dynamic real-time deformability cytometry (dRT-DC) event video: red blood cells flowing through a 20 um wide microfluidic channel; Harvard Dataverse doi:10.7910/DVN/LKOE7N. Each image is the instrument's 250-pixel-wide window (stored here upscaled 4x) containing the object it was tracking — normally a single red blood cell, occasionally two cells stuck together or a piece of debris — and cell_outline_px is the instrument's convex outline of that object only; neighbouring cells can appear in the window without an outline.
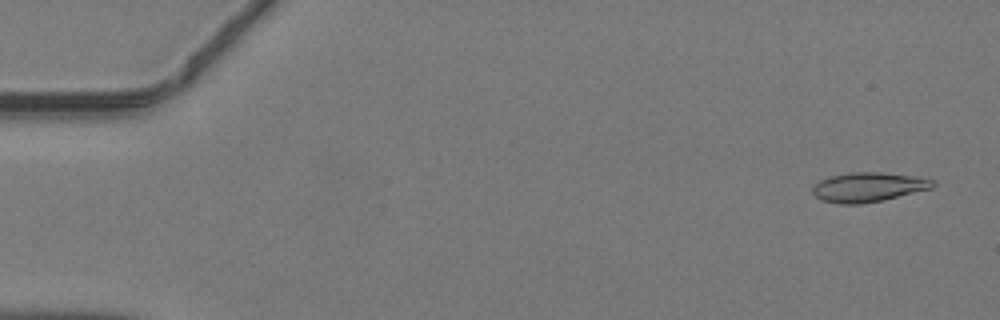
{"species": "common noctule bat (a hibernating species)", "species_latin": "Nyctalus noctula", "temperature_condition": "warm", "stored_images_in_passage": 46, "camera_frame_rate_fps": 3000, "um_per_image_px": 0.085, "animal": {"sex": "male", "body_mass_g": 19.2, "forearm_length_mm": 51.8}, "frame": {"image": 1, "passage_image": 2, "time_ms": 0.333, "image_size_px": [1000, 320], "cell_outline_px": [[936, 184], [932, 188], [884, 200], [860, 204], [840, 204], [820, 200], [812, 192], [812, 188], [820, 180], [832, 176], [848, 172], [880, 172], [916, 176], [932, 180]], "centroid_in_image_um": [73.8, 15.91], "position_along_channel_um": 11.2, "area_um2": 20.63}}
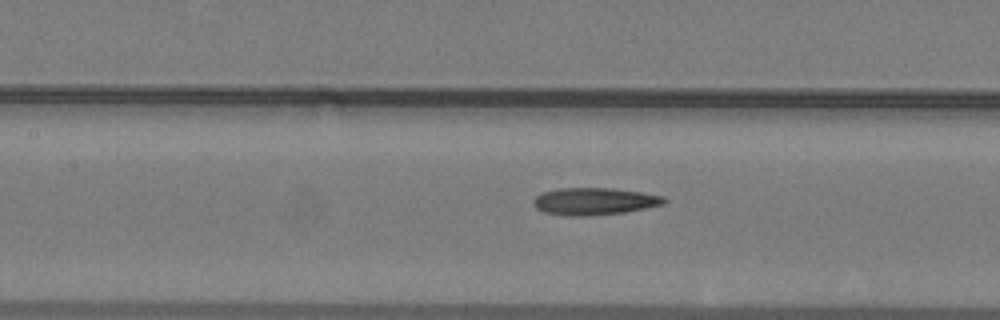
{"frame": {"image": 2, "passage_image": 21, "time_ms": 6.667, "image_size_px": [1000, 320], "cell_outline_px": [[668, 200], [664, 204], [624, 212], [588, 216], [564, 216], [544, 212], [536, 208], [532, 204], [532, 200], [536, 196], [544, 192], [556, 188], [612, 188], [640, 192], [664, 196]], "centroid_in_image_um": [50.49, 17.11], "position_along_channel_um": 156.9, "area_um2": 20.81}}
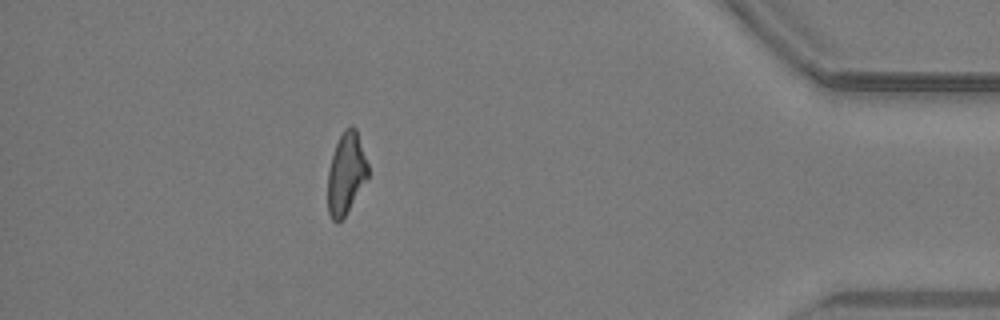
{"frame": {"image": 3, "passage_image": 41, "time_ms": 13.333, "image_size_px": [1000, 320], "cell_outline_px": [[368, 176], [344, 216], [336, 224], [332, 220], [328, 212], [328, 168], [336, 144], [344, 128], [352, 124], [356, 128], [368, 164]], "centroid_in_image_um": [29.4, 14.71], "position_along_channel_um": 405.8, "area_um2": 18.9}}